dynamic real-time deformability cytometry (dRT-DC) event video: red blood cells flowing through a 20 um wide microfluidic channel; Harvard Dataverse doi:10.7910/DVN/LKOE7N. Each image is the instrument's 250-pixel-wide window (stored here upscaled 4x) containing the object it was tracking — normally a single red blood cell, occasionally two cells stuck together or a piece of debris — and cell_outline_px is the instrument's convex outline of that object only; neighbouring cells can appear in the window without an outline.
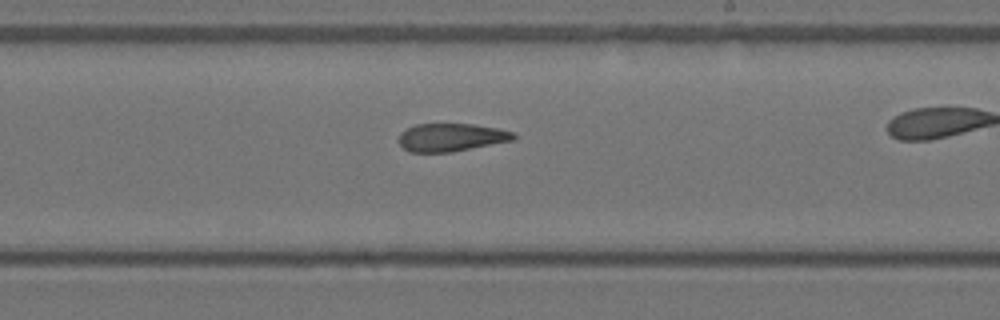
{"species": "Egyptian fruit bat (a non-hibernating species)", "species_latin": "Rousettus aegyptiacus", "temperature_condition": "warm", "stored_images_in_passage": 27, "camera_frame_rate_fps": 3000, "um_per_image_px": 0.085, "animal": {"sex": "female"}, "frame": {"image": 1, "passage_image": 20, "time_ms": 6.333, "image_size_px": [1000, 320], "cell_outline_px": [[516, 136], [512, 140], [452, 152], [408, 152], [400, 144], [400, 132], [416, 124], [472, 124], [496, 128], [516, 132]], "centroid_in_image_um": [38.35, 11.67], "position_along_channel_um": 250.7, "area_um2": 18.55}}